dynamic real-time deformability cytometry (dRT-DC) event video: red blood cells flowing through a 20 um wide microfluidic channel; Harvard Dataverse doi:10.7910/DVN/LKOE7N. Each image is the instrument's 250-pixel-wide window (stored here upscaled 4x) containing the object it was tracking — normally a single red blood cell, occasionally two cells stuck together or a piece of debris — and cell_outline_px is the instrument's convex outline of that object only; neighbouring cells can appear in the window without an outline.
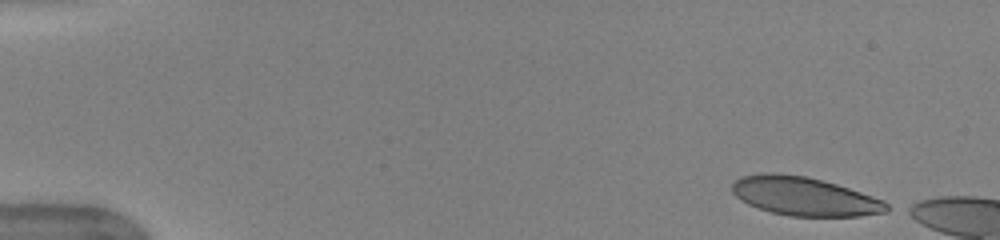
{"species": "human", "species_latin": "Homo sapiens", "temperature_condition": "warm", "stored_images_in_passage": 45, "camera_frame_rate_fps": 3000, "um_per_image_px": 0.085, "donor": {"sex": "female"}, "frame": {"image": 1, "passage_image": 1, "time_ms": 0.0, "image_size_px": [1000, 240], "cell_outline_px": [[896, 208], [888, 212], [860, 216], [788, 216], [772, 212], [748, 204], [736, 196], [732, 192], [732, 184], [736, 180], [744, 176], [760, 172], [772, 172], [808, 176], [836, 184], [884, 200]], "centroid_in_image_um": [68.43, 16.69], "position_along_channel_um": 16.6, "area_um2": 35.03}}
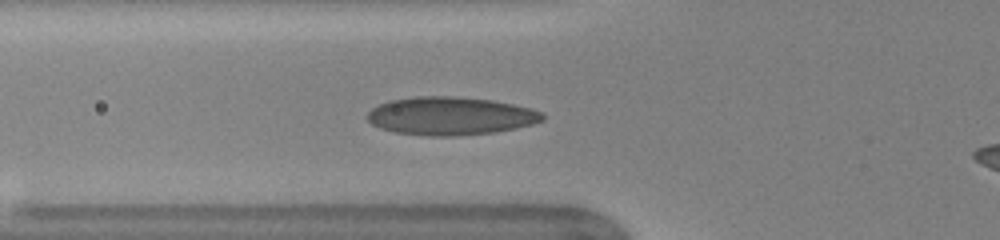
{"frame": {"image": 2, "passage_image": 16, "time_ms": 5.0, "image_size_px": [1000, 240], "cell_outline_px": [[544, 120], [532, 124], [516, 128], [492, 132], [456, 136], [428, 136], [392, 132], [380, 128], [372, 124], [364, 116], [372, 108], [388, 100], [416, 96], [452, 96], [492, 100], [532, 108], [544, 112]], "centroid_in_image_um": [38.26, 9.85], "position_along_channel_um": 87.5, "area_um2": 39.19}}
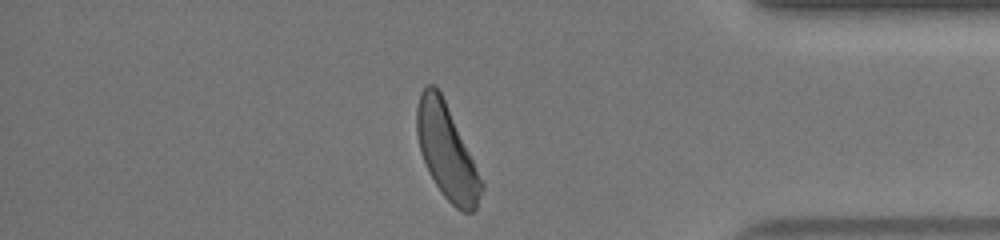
{"frame": {"image": 3, "passage_image": 41, "time_ms": 13.333, "image_size_px": [1000, 240], "cell_outline_px": [[484, 188], [476, 208], [472, 212], [460, 212], [444, 196], [428, 172], [420, 152], [416, 132], [416, 108], [420, 92], [428, 84], [436, 84], [444, 100], [484, 184]], "centroid_in_image_um": [37.94, 12.91], "position_along_channel_um": 397.3, "area_um2": 35.03}}